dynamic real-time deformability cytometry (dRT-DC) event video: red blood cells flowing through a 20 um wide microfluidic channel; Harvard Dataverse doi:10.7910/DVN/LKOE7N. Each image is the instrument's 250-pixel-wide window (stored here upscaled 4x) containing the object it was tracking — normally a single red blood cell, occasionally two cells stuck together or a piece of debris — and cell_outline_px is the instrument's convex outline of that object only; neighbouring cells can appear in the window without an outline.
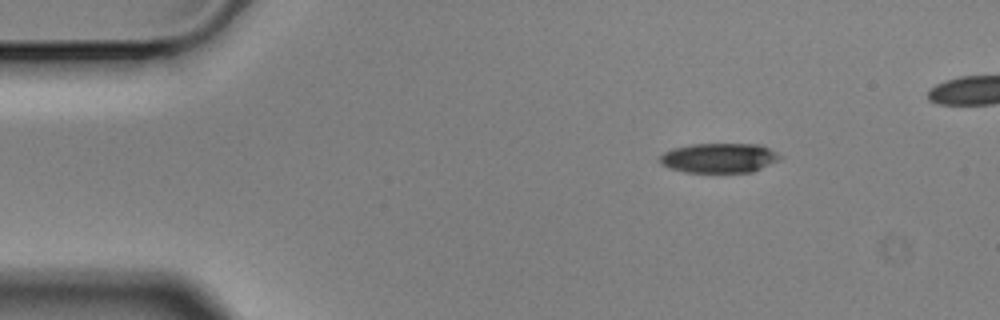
{"species": "Egyptian fruit bat (a non-hibernating species)", "species_latin": "Rousettus aegyptiacus", "temperature_condition": "cold", "stored_images_in_passage": 4, "segment_of_instrument_passage": [1, 2], "camera_frame_rate_fps": 3000, "um_per_image_px": 0.085, "animal": {"sex": "male"}, "frame": {"image": 1, "passage_image": 1, "time_ms": 0.0, "image_size_px": [1000, 320], "cell_outline_px": [[784, 156], [752, 172], [684, 172], [660, 164], [656, 160], [664, 152], [672, 148], [692, 144], [760, 144]], "centroid_in_image_um": [61.07, 13.42], "position_along_channel_um": 23.9, "area_um2": 20.69}}